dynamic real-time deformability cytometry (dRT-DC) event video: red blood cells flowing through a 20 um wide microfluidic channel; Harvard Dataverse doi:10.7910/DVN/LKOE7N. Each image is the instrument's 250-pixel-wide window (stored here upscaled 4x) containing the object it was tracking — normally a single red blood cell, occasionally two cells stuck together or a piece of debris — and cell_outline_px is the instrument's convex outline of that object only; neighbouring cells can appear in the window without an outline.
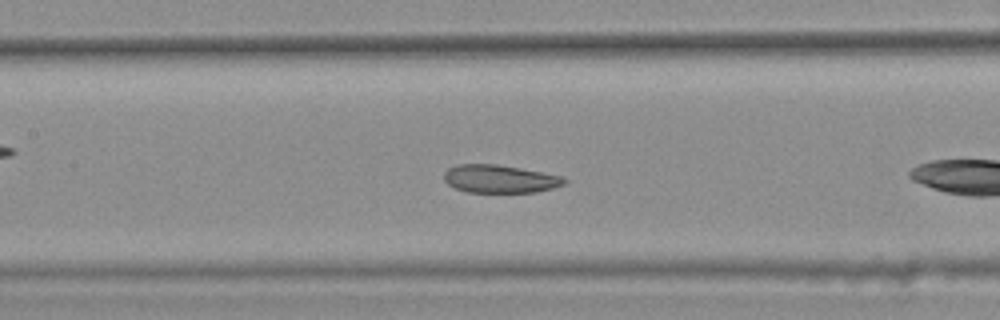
{"species": "common noctule bat (a hibernating species)", "species_latin": "Nyctalus noctula", "temperature_condition": "warm", "stored_images_in_passage": 31, "camera_frame_rate_fps": 3000, "um_per_image_px": 0.085, "animal": {"sex": "female", "body_mass_g": 25.1}, "frame": {"image": 1, "passage_image": 10, "time_ms": 3.0, "image_size_px": [1000, 320], "cell_outline_px": [[568, 180], [564, 184], [552, 188], [536, 192], [468, 192], [456, 188], [448, 184], [444, 180], [444, 172], [448, 168], [456, 164], [496, 164], [520, 168], [560, 176]], "centroid_in_image_um": [42.45, 15.2], "position_along_channel_um": 165.0, "area_um2": 19.48}, "authors_computed_cell_mechanics": {"area_um2": 20.4034, "velocity_mm_per_s": 3.7178, "shape_relaxation_time_tau1_ms": null, "shape_relaxation_time_tau2_ms": 1.6998, "deformation_change_tau1": null, "deformation_change_tau2": 0.0508}}